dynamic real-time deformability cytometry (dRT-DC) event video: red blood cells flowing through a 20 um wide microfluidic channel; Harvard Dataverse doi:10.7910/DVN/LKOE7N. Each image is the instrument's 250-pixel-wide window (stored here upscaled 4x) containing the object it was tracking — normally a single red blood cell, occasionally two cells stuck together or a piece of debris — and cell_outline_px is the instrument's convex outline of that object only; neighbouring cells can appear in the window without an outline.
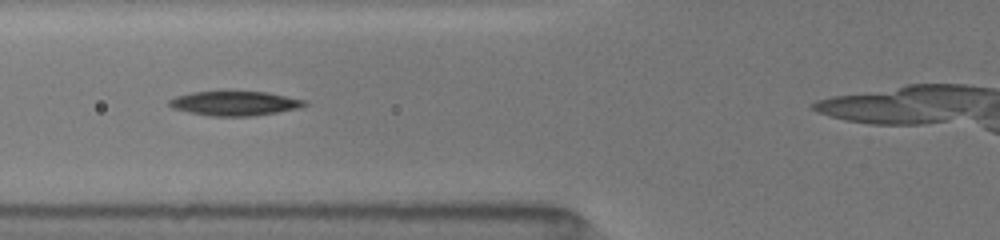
{"species": "common noctule bat (a hibernating species)", "species_latin": "Nyctalus noctula", "temperature_condition": "room temperature", "stored_images_in_passage": 26, "camera_frame_rate_fps": 3000, "um_per_image_px": 0.085, "animal": {"sex": "female", "body_mass_g": 19.5, "forearm_length_mm": 54.1}, "frame": {"image": 1, "passage_image": 10, "time_ms": 4.0, "image_size_px": [1000, 240], "cell_outline_px": [[308, 104], [300, 108], [252, 116], [212, 116], [188, 112], [172, 108], [168, 104], [168, 100], [176, 96], [192, 92], [268, 92], [308, 100]], "centroid_in_image_um": [19.98, 8.78], "position_along_channel_um": 105.8, "area_um2": 19.25}}
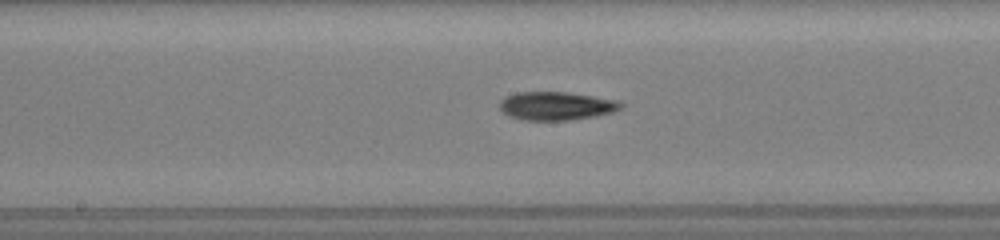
{"frame": {"image": 2, "passage_image": 17, "time_ms": 6.333, "image_size_px": [1000, 240], "cell_outline_px": [[624, 104], [620, 108], [612, 112], [596, 116], [568, 120], [524, 120], [508, 116], [500, 108], [500, 100], [504, 96], [516, 92], [564, 92], [592, 96], [616, 100]], "centroid_in_image_um": [47.24, 9.0], "position_along_channel_um": 201.0, "area_um2": 19.94}}
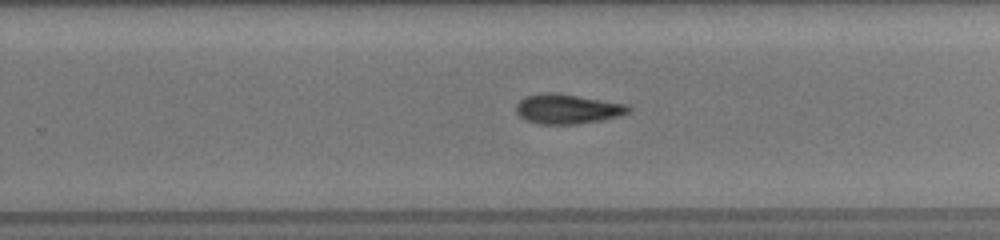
{"frame": {"image": 3, "passage_image": 23, "time_ms": 8.333, "image_size_px": [1000, 240], "cell_outline_px": [[632, 108], [628, 112], [616, 116], [600, 120], [576, 124], [540, 124], [524, 120], [516, 112], [516, 104], [524, 96], [540, 92], [560, 92], [628, 104]], "centroid_in_image_um": [48.19, 9.23], "position_along_channel_um": 281.6, "area_um2": 19.77}}